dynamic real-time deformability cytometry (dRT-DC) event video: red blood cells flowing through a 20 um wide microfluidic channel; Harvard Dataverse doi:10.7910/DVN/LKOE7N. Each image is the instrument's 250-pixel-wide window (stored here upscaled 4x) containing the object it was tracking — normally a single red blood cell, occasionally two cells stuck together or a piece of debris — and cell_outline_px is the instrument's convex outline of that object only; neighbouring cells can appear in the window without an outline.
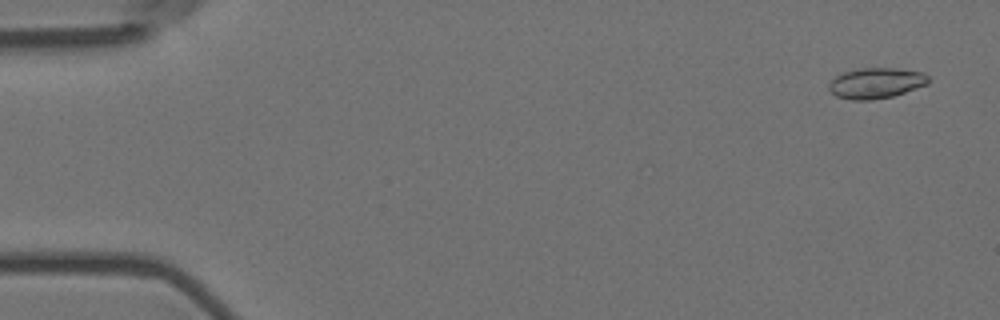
{"species": "Egyptian fruit bat (a non-hibernating species)", "species_latin": "Rousettus aegyptiacus", "temperature_condition": "room temperature", "stored_images_in_passage": 5, "camera_frame_rate_fps": 3000, "um_per_image_px": 0.085, "animal": {"sex": "female"}, "frame": {"image": 1, "passage_image": 1, "time_ms": 0.0, "image_size_px": [1000, 320], "cell_outline_px": [[928, 84], [892, 96], [872, 100], [852, 100], [836, 96], [828, 88], [828, 84], [836, 76], [844, 72], [860, 68], [892, 68], [924, 72], [928, 76]], "centroid_in_image_um": [74.45, 7.06], "position_along_channel_um": 10.5, "area_um2": 17.63}}
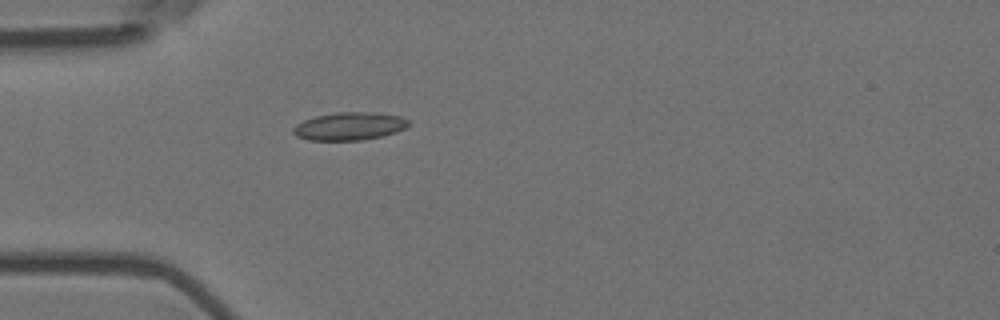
{"frame": {"image": 2, "passage_image": 5, "time_ms": 1.333, "image_size_px": [1000, 320], "cell_outline_px": [[408, 124], [404, 128], [396, 132], [384, 136], [360, 140], [308, 140], [296, 136], [292, 132], [292, 128], [296, 124], [304, 120], [316, 116], [336, 112], [376, 112], [400, 116], [408, 120]], "centroid_in_image_um": [29.68, 10.73], "position_along_channel_um": 55.3, "area_um2": 18.79}}